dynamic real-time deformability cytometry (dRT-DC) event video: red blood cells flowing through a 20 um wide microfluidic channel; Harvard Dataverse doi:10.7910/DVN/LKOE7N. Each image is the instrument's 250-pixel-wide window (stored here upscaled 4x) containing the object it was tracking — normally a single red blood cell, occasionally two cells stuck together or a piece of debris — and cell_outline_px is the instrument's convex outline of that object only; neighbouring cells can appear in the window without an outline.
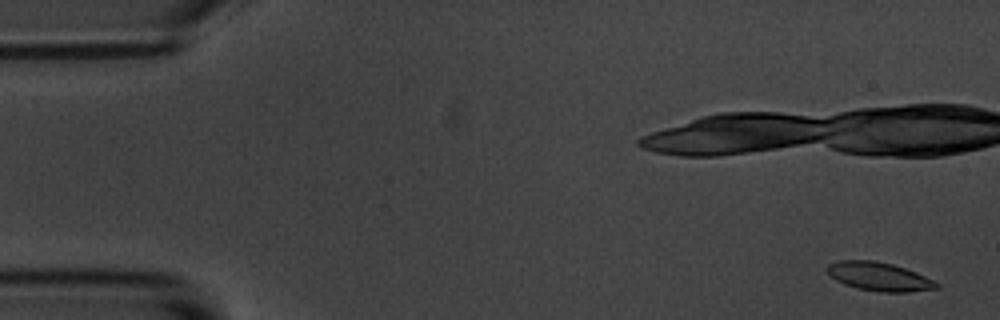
{"species": "common noctule bat (a hibernating species)", "species_latin": "Nyctalus noctula", "temperature_condition": "room temperature", "stored_images_in_passage": 7, "camera_frame_rate_fps": 3000, "um_per_image_px": 0.085, "animal": {"sex": "male", "body_mass_g": 20.1, "forearm_length_mm": 53.5}, "frame": {"image": 1, "passage_image": 1, "time_ms": 0.0, "image_size_px": [1000, 320], "cell_outline_px": [[940, 288], [908, 292], [880, 292], [856, 288], [844, 284], [836, 280], [824, 268], [828, 264], [840, 260], [876, 260], [892, 264], [916, 272], [940, 284]], "centroid_in_image_um": [74.71, 23.51], "position_along_channel_um": 10.3, "area_um2": 18.26}}
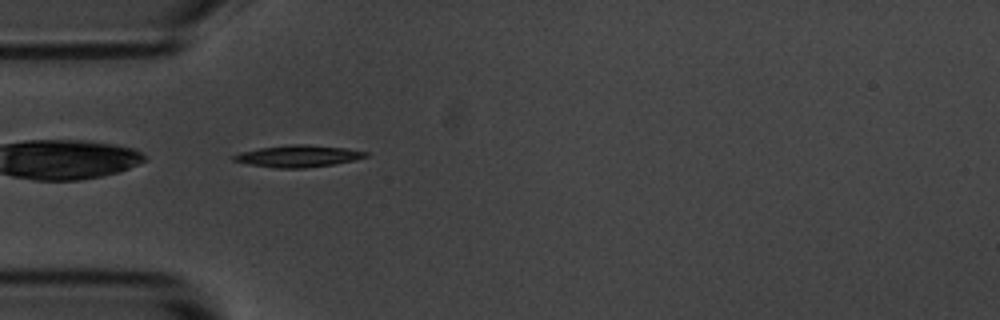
{"frame": {"image": 2, "passage_image": 6, "time_ms": 1.667, "image_size_px": [1000, 320], "cell_outline_px": [[368, 156], [356, 160], [332, 164], [304, 168], [276, 168], [248, 164], [232, 160], [232, 156], [240, 152], [260, 148], [292, 144], [308, 144], [344, 148], [368, 152]], "centroid_in_image_um": [25.34, 13.27], "position_along_channel_um": 59.7, "area_um2": 16.7}}